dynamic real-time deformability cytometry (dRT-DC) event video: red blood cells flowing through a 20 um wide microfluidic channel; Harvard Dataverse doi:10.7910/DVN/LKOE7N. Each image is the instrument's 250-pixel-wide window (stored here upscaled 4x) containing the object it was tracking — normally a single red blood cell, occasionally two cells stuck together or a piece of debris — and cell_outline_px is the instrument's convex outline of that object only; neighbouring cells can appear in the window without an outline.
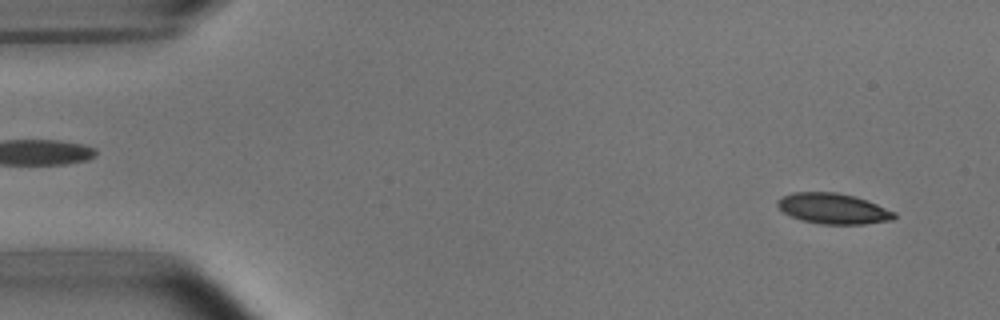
{"species": "common noctule bat (a hibernating species)", "species_latin": "Nyctalus noctula", "temperature_condition": "room temperature", "stored_images_in_passage": 4, "camera_frame_rate_fps": 3000, "um_per_image_px": 0.085, "animal": {"sex": "male", "body_mass_g": 15.6}, "frame": {"image": 1, "passage_image": 1, "time_ms": 0.0, "image_size_px": [1000, 320], "cell_outline_px": [[896, 216], [892, 220], [864, 224], [820, 224], [800, 220], [784, 212], [776, 204], [776, 200], [792, 192], [836, 192], [852, 196], [876, 204], [896, 212]], "centroid_in_image_um": [70.8, 17.74], "position_along_channel_um": 14.2, "area_um2": 20.63}}
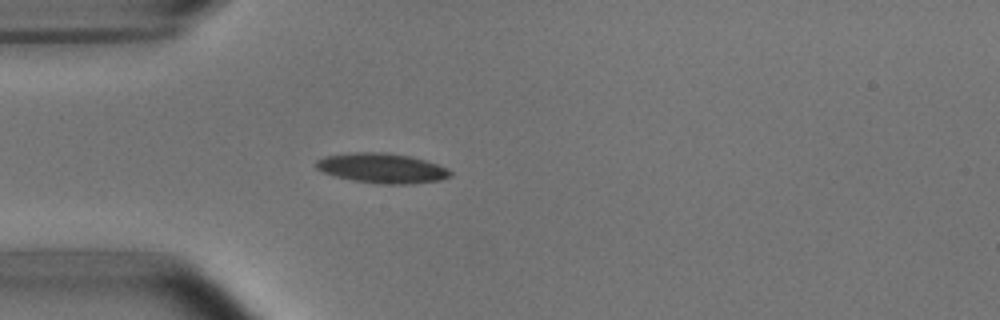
{"frame": {"image": 2, "passage_image": 4, "time_ms": 3.667, "image_size_px": [1000, 320], "cell_outline_px": [[452, 176], [440, 180], [412, 184], [380, 184], [352, 180], [336, 176], [324, 172], [316, 168], [316, 160], [324, 156], [352, 152], [388, 152], [408, 156], [424, 160], [448, 168], [452, 172]], "centroid_in_image_um": [32.48, 14.29], "position_along_channel_um": 52.5, "area_um2": 23.41}}